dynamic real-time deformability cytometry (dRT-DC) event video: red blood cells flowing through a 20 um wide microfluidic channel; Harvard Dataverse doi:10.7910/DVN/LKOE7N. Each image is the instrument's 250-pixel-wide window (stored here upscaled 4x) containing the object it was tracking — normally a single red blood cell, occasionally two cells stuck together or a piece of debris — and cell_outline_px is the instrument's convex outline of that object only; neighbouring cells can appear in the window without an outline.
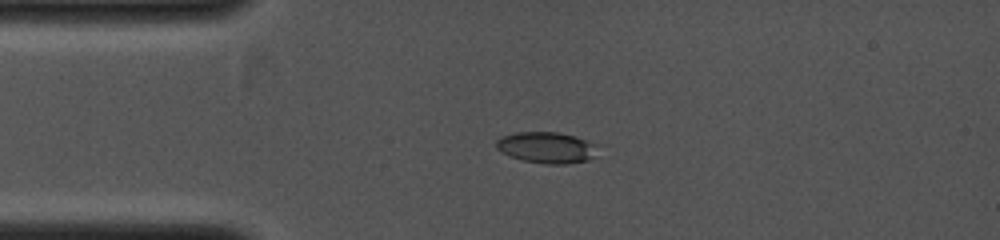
{"species": "common noctule bat (a hibernating species)", "species_latin": "Nyctalus noctula", "temperature_condition": "cold", "stored_images_in_passage": 33, "camera_frame_rate_fps": 4000, "um_per_image_px": 0.085, "animal": {"sex": "female", "body_mass_g": 19.0, "forearm_length_mm": 53.3}, "frame": {"image": 1, "passage_image": 1, "time_ms": 0.0, "image_size_px": [1000, 240], "cell_outline_px": [[596, 156], [588, 160], [568, 164], [544, 164], [520, 160], [496, 148], [496, 140], [500, 136], [516, 132], [560, 132], [576, 136], [596, 144]], "centroid_in_image_um": [46.47, 12.54], "position_along_channel_um": 38.5, "area_um2": 18.61}}
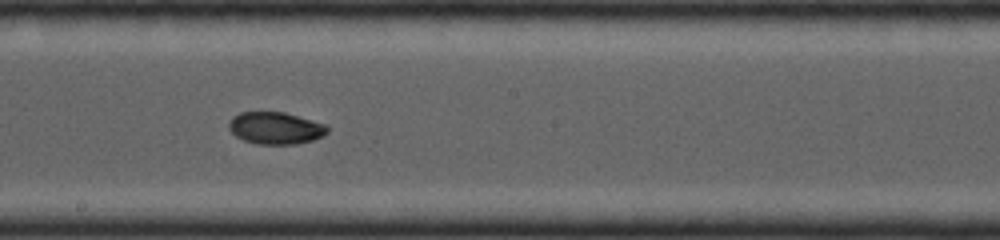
{"frame": {"image": 2, "passage_image": 15, "time_ms": 3.5, "image_size_px": [1000, 240], "cell_outline_px": [[328, 132], [312, 140], [296, 144], [256, 144], [244, 140], [236, 136], [228, 128], [228, 124], [232, 116], [240, 112], [284, 112], [328, 124]], "centroid_in_image_um": [23.41, 10.88], "position_along_channel_um": 224.8, "area_um2": 18.5}}
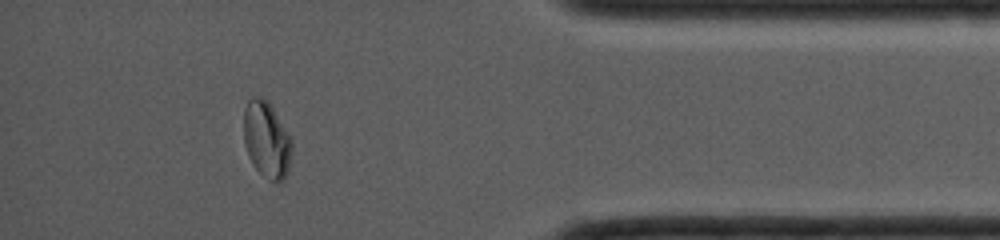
{"frame": {"image": 3, "passage_image": 29, "time_ms": 7.0, "image_size_px": [1000, 240], "cell_outline_px": [[292, 152], [288, 172], [284, 180], [268, 180], [252, 164], [248, 156], [244, 144], [244, 108], [248, 100], [252, 96], [260, 96], [268, 100], [292, 140]], "centroid_in_image_um": [22.66, 11.86], "position_along_channel_um": 412.5, "area_um2": 21.56}}